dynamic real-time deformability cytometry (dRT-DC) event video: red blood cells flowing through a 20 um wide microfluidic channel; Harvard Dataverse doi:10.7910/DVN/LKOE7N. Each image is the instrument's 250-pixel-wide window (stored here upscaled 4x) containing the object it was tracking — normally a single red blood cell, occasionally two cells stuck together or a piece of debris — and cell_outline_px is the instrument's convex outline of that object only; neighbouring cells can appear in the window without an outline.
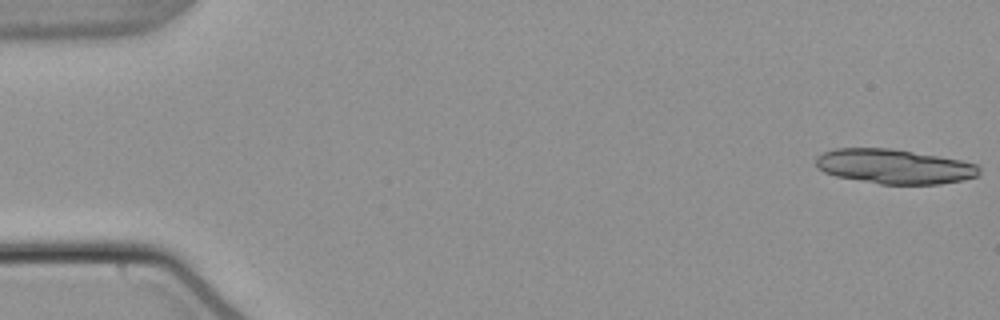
{"species": "common noctule bat (a hibernating species)", "species_latin": "Nyctalus noctula", "temperature_condition": "warm", "stored_images_in_passage": 16, "camera_frame_rate_fps": 3000, "um_per_image_px": 0.085, "animal": {"sex": "male", "body_mass_g": 21.5, "forearm_length_mm": 52.0}, "frame": {"image": 1, "passage_image": 1, "time_ms": 0.0, "image_size_px": [1000, 320], "cell_outline_px": [[980, 172], [976, 176], [964, 180], [940, 184], [880, 184], [836, 176], [824, 172], [816, 164], [816, 156], [824, 152], [836, 148], [888, 148], [960, 160], [976, 164], [980, 168]], "centroid_in_image_um": [76.01, 14.15], "position_along_channel_um": 9.0, "area_um2": 32.66}}